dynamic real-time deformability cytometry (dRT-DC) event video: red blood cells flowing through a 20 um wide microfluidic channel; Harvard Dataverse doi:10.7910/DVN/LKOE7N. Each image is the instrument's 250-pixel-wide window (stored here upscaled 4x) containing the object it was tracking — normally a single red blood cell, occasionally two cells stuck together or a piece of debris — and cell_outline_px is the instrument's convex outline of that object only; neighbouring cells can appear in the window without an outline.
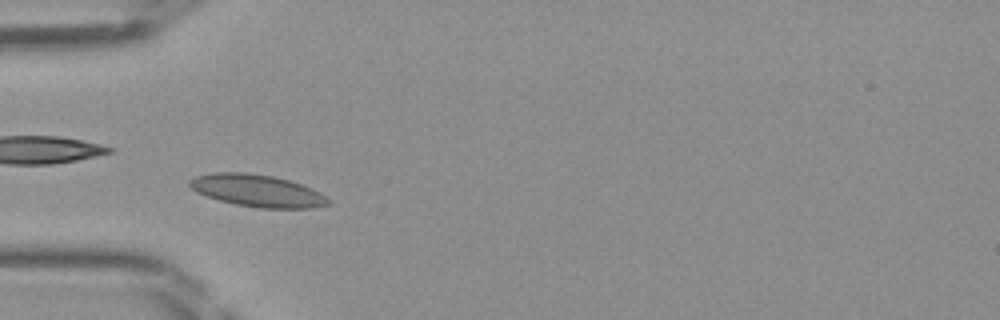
{"species": "Egyptian fruit bat (a non-hibernating species)", "species_latin": "Rousettus aegyptiacus", "temperature_condition": "room temperature", "stored_images_in_passage": 48, "camera_frame_rate_fps": 3000, "um_per_image_px": 0.085, "frame": {"image": 1, "passage_image": 15, "time_ms": 4.667, "image_size_px": [1000, 320], "cell_outline_px": [[332, 204], [312, 208], [260, 208], [236, 204], [220, 200], [196, 192], [188, 184], [188, 180], [196, 176], [212, 172], [244, 172], [272, 176], [288, 180], [312, 188], [320, 192], [332, 200]], "centroid_in_image_um": [21.9, 16.21], "position_along_channel_um": 63.1, "area_um2": 26.01}}
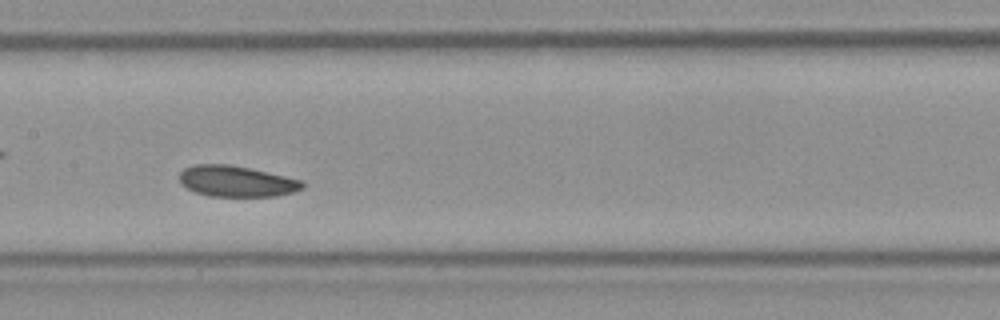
{"frame": {"image": 2, "passage_image": 24, "time_ms": 7.667, "image_size_px": [1000, 320], "cell_outline_px": [[304, 188], [292, 192], [276, 196], [208, 196], [196, 192], [180, 184], [180, 172], [184, 168], [192, 164], [228, 164], [248, 168], [304, 180]], "centroid_in_image_um": [20.09, 15.4], "position_along_channel_um": 187.3, "area_um2": 22.2}}
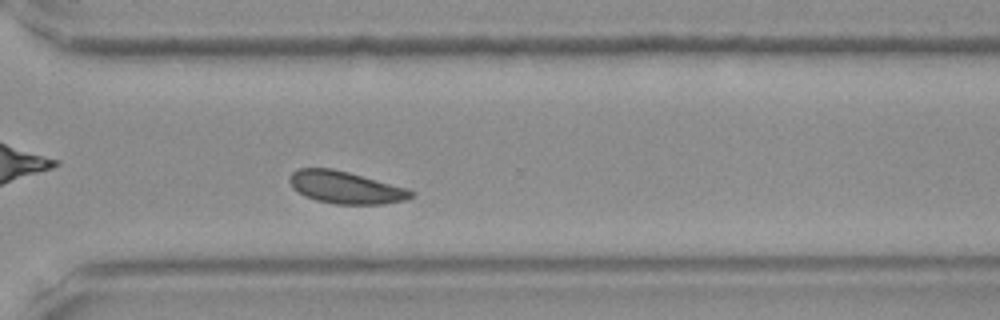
{"frame": {"image": 3, "passage_image": 35, "time_ms": 11.333, "image_size_px": [1000, 320], "cell_outline_px": [[416, 192], [412, 196], [404, 200], [384, 204], [336, 204], [316, 200], [304, 196], [292, 188], [288, 180], [288, 176], [292, 172], [300, 168], [332, 168], [348, 172], [408, 188]], "centroid_in_image_um": [29.35, 15.93], "position_along_channel_um": 341.3, "area_um2": 22.95}}